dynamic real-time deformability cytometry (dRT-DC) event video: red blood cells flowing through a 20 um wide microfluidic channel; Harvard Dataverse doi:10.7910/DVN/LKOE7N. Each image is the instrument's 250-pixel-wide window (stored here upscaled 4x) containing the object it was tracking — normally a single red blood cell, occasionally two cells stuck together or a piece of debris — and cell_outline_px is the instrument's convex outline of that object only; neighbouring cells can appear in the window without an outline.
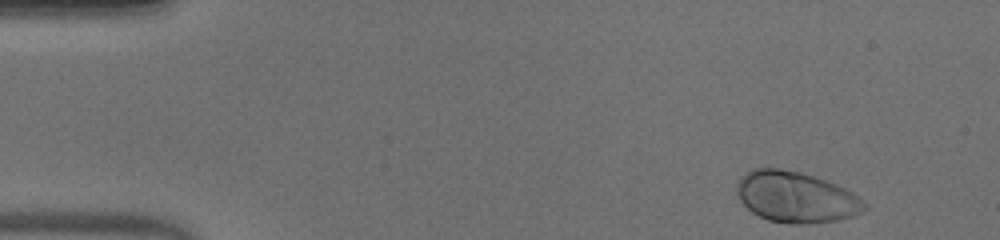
{"species": "human", "species_latin": "Homo sapiens", "temperature_condition": "warm", "stored_images_in_passage": 48, "camera_frame_rate_fps": 3000, "um_per_image_px": 0.085, "donor": {"sex": "male"}, "frame": {"image": 1, "passage_image": 1, "time_ms": 0.0, "image_size_px": [1000, 240], "cell_outline_px": [[868, 208], [864, 212], [856, 216], [836, 220], [800, 224], [788, 224], [768, 220], [752, 212], [740, 200], [736, 192], [736, 184], [752, 168], [780, 168], [800, 172], [836, 184], [852, 192], [868, 204]], "centroid_in_image_um": [67.69, 16.76], "position_along_channel_um": 17.3, "area_um2": 37.86}}
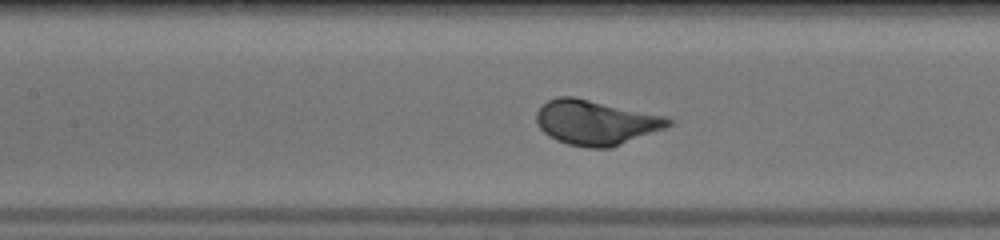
{"frame": {"image": 2, "passage_image": 20, "time_ms": 6.333, "image_size_px": [1000, 240], "cell_outline_px": [[672, 124], [664, 128], [620, 144], [608, 148], [588, 148], [568, 144], [556, 140], [548, 136], [536, 124], [536, 112], [540, 104], [556, 96], [572, 96], [664, 116], [672, 120]], "centroid_in_image_um": [50.56, 10.4], "position_along_channel_um": 156.8, "area_um2": 34.16}}
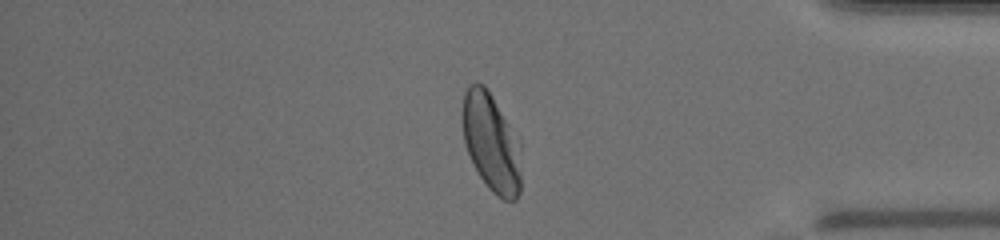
{"frame": {"image": 3, "passage_image": 40, "time_ms": 13.0, "image_size_px": [1000, 240], "cell_outline_px": [[520, 192], [516, 200], [504, 200], [496, 196], [488, 188], [472, 164], [464, 144], [460, 116], [460, 112], [464, 92], [468, 84], [476, 80], [484, 84], [492, 96], [520, 140]], "centroid_in_image_um": [41.72, 12.07], "position_along_channel_um": 393.5, "area_um2": 34.51}, "authors_computed_cell_mechanics": {"area_um2": 34.3621, "velocity_mm_per_s": 3.9218, "shape_relaxation_time_tau1_ms": 1.6864, "shape_relaxation_time_tau2_ms": null, "deformation_change_tau1": 0.1508, "deformation_change_tau2": null}}